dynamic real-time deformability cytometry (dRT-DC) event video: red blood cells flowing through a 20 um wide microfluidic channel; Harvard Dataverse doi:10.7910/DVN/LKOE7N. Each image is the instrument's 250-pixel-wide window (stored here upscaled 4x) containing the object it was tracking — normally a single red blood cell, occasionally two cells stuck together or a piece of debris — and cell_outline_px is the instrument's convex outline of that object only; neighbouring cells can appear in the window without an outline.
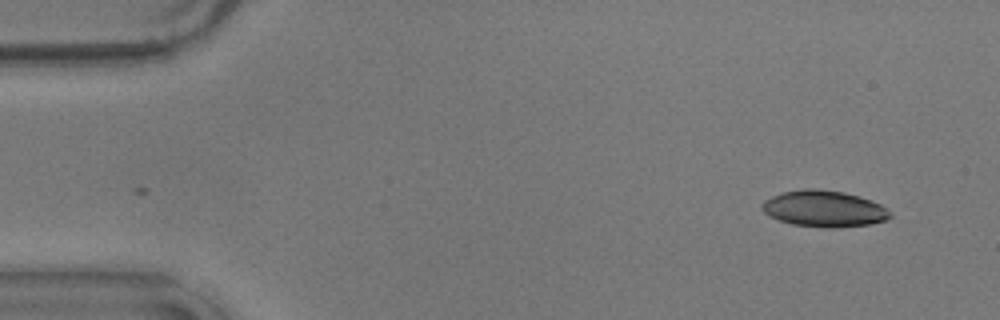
{"species": "common noctule bat (a hibernating species)", "species_latin": "Nyctalus noctula", "temperature_condition": "warm", "stored_images_in_passage": 54, "camera_frame_rate_fps": 3000, "um_per_image_px": 0.085, "animal": {"sex": "male", "body_mass_g": 17.9}, "frame": {"image": 1, "passage_image": 1, "time_ms": 0.0, "image_size_px": [1000, 320], "cell_outline_px": [[892, 216], [888, 220], [868, 224], [836, 228], [824, 228], [792, 224], [768, 216], [760, 208], [760, 204], [764, 200], [780, 192], [804, 188], [816, 188], [844, 192], [872, 200], [880, 204], [892, 212]], "centroid_in_image_um": [70.03, 17.74], "position_along_channel_um": 15.0, "area_um2": 27.51}}
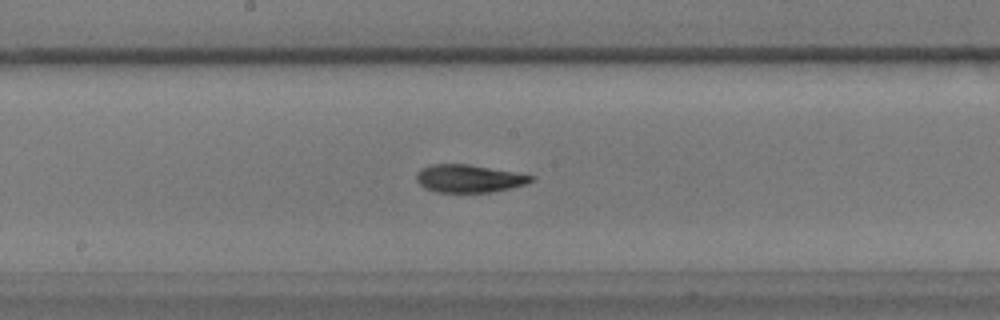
{"frame": {"image": 2, "passage_image": 27, "time_ms": 8.667, "image_size_px": [1000, 320], "cell_outline_px": [[536, 180], [528, 184], [492, 192], [436, 192], [424, 188], [416, 180], [416, 172], [420, 168], [432, 164], [468, 164], [536, 176]], "centroid_in_image_um": [39.87, 15.18], "position_along_channel_um": 208.3, "area_um2": 18.73}}
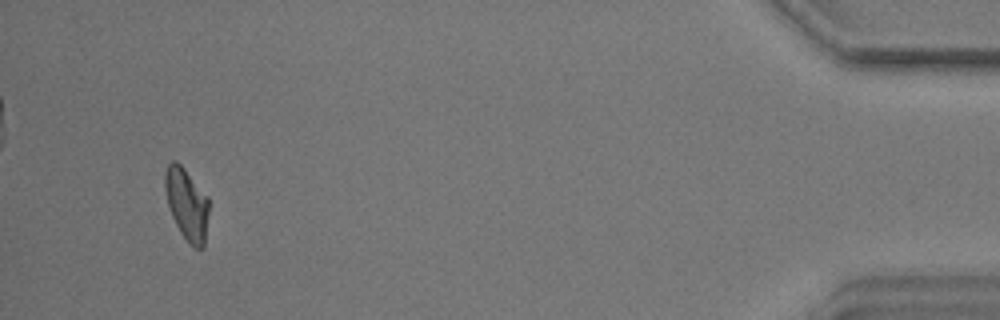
{"frame": {"image": 3, "passage_image": 51, "time_ms": 16.667, "image_size_px": [1000, 320], "cell_outline_px": [[208, 216], [204, 248], [196, 248], [180, 232], [172, 216], [168, 204], [164, 184], [164, 172], [168, 164], [172, 160], [176, 160], [184, 168], [208, 196]], "centroid_in_image_um": [15.87, 17.31], "position_along_channel_um": 419.3, "area_um2": 18.21}, "authors_computed_cell_mechanics": {"area_um2": 19.1029, "velocity_mm_per_s": 3.572, "shape_relaxation_time_tau1_ms": 9.841, "shape_relaxation_time_tau2_ms": 2.4988, "deformation_change_tau1": 0.2399, "deformation_change_tau2": 0.0986}}